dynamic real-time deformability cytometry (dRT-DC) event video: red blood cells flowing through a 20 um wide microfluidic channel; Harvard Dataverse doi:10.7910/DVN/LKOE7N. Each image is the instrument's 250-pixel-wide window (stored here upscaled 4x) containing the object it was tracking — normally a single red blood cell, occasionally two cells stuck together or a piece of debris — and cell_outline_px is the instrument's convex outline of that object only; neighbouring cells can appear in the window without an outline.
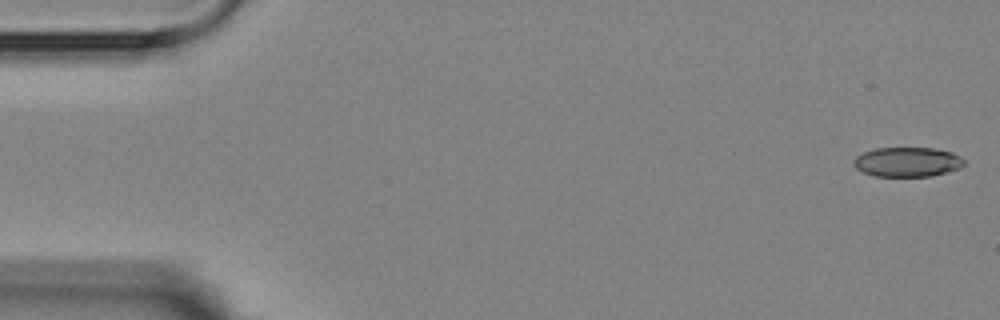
{"species": "Egyptian fruit bat (a non-hibernating species)", "species_latin": "Rousettus aegyptiacus", "temperature_condition": "room temperature", "stored_images_in_passage": 5, "segment_of_instrument_passage": [1, 2], "camera_frame_rate_fps": 3000, "um_per_image_px": 0.085, "animal": {"sex": "female"}, "frame": {"image": 1, "passage_image": 1, "time_ms": 0.0, "image_size_px": [1000, 320], "cell_outline_px": [[968, 164], [960, 168], [948, 172], [932, 176], [876, 176], [864, 172], [856, 168], [852, 164], [852, 160], [856, 156], [864, 152], [876, 148], [936, 148], [952, 152], [960, 156]], "centroid_in_image_um": [77.16, 13.76], "position_along_channel_um": 7.8, "area_um2": 19.25}}
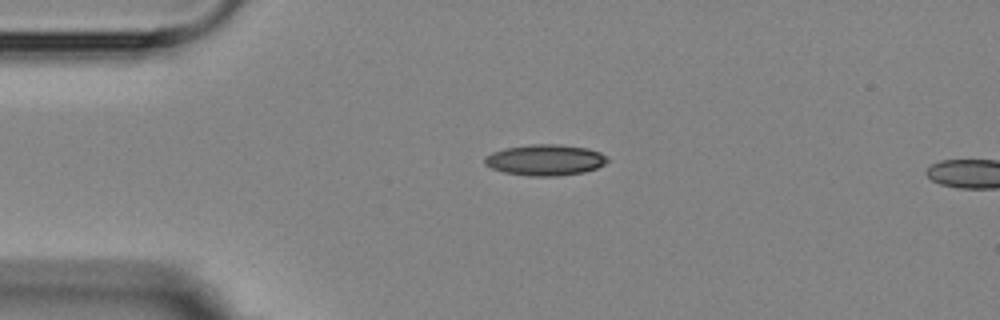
{"frame": {"image": 2, "passage_image": 4, "time_ms": 3.667, "image_size_px": [1000, 320], "cell_outline_px": [[608, 160], [604, 164], [596, 168], [584, 172], [556, 176], [528, 176], [504, 172], [492, 168], [484, 164], [484, 156], [492, 152], [504, 148], [528, 144], [560, 144], [588, 148], [600, 152]], "centroid_in_image_um": [46.3, 13.59], "position_along_channel_um": 38.7, "area_um2": 22.25}}